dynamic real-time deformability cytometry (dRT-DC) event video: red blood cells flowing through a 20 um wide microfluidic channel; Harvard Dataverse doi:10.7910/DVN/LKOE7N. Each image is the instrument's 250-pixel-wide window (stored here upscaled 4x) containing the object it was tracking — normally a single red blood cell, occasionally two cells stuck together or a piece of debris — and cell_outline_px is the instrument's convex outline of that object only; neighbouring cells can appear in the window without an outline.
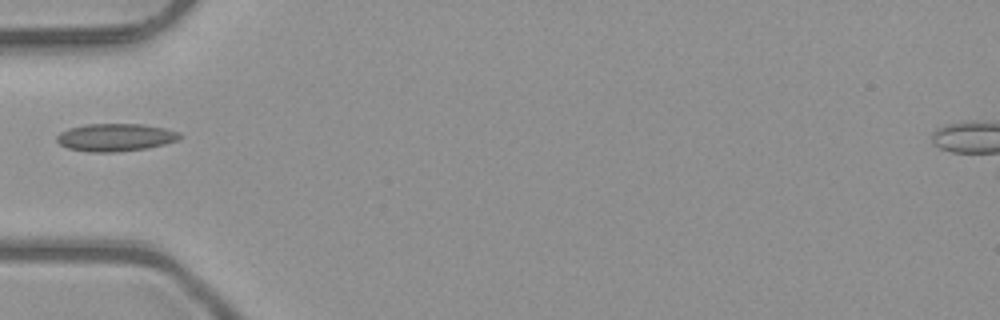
{"species": "common noctule bat (a hibernating species)", "species_latin": "Nyctalus noctula", "temperature_condition": "room temperature", "stored_images_in_passage": 1, "camera_frame_rate_fps": 3000, "um_per_image_px": 0.085, "animal": {"sex": "male", "body_mass_g": 23.1, "forearm_length_mm": 52.7}, "frame": {"image": 1, "passage_image": 1, "time_ms": 0.0, "image_size_px": [1000, 320], "cell_outline_px": [[184, 136], [176, 140], [164, 144], [148, 148], [116, 152], [88, 152], [68, 148], [60, 144], [56, 140], [56, 136], [60, 132], [68, 128], [88, 124], [144, 124], [164, 128], [180, 132]], "centroid_in_image_um": [9.82, 11.67], "position_along_channel_um": 75.2, "area_um2": 19.94}}